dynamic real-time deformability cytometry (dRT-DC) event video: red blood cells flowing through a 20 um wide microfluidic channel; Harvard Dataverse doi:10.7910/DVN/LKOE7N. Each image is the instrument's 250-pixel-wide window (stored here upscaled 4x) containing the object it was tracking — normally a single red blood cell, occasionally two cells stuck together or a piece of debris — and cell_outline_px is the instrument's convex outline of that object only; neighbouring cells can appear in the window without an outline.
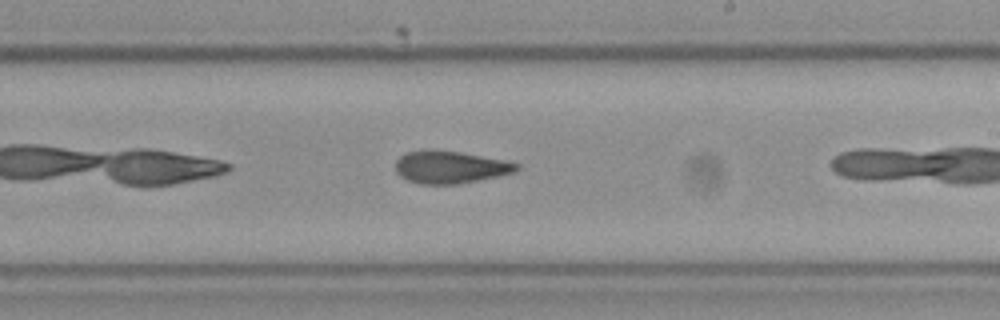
{"species": "Egyptian fruit bat (a non-hibernating species)", "species_latin": "Rousettus aegyptiacus", "temperature_condition": "cold", "stored_images_in_passage": 17, "camera_frame_rate_fps": 3000, "um_per_image_px": 0.085, "frame": {"image": 1, "passage_image": 16, "time_ms": 5.0, "image_size_px": [1000, 320], "cell_outline_px": [[520, 168], [516, 172], [456, 184], [420, 184], [408, 180], [400, 176], [396, 172], [396, 160], [404, 152], [424, 148], [432, 148], [460, 152], [504, 160], [520, 164]], "centroid_in_image_um": [38.22, 14.18], "position_along_channel_um": 250.8, "area_um2": 23.12}}